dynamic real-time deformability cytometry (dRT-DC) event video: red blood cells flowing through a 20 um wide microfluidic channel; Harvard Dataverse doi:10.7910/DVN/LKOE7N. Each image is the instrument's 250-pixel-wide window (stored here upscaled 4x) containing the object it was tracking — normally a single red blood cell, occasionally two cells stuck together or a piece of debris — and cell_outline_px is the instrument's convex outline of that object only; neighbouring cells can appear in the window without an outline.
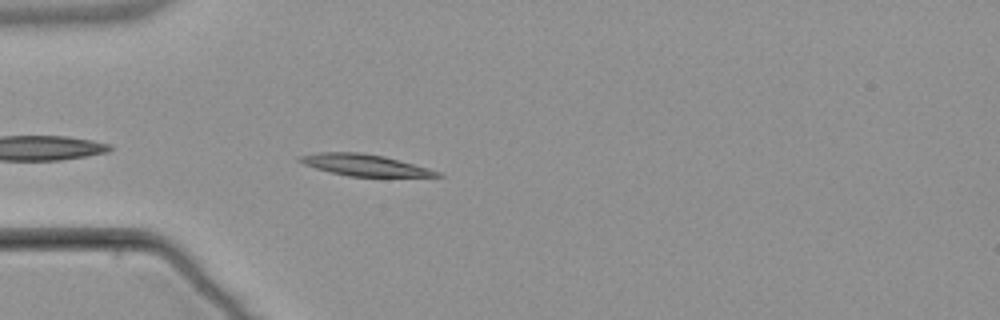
{"species": "common noctule bat (a hibernating species)", "species_latin": "Nyctalus noctula", "temperature_condition": "warm", "stored_images_in_passage": 3, "camera_frame_rate_fps": 3000, "um_per_image_px": 0.085, "animal": {"sex": "male", "body_mass_g": 21.5, "forearm_length_mm": 52.0}, "frame": {"image": 1, "passage_image": 3, "time_ms": 2.333, "image_size_px": [1000, 320], "cell_outline_px": [[444, 176], [348, 176], [316, 168], [304, 164], [296, 160], [296, 156], [316, 152], [360, 152], [384, 156], [428, 168], [440, 172]], "centroid_in_image_um": [30.91, 14.01], "position_along_channel_um": 54.1, "area_um2": 17.05}}